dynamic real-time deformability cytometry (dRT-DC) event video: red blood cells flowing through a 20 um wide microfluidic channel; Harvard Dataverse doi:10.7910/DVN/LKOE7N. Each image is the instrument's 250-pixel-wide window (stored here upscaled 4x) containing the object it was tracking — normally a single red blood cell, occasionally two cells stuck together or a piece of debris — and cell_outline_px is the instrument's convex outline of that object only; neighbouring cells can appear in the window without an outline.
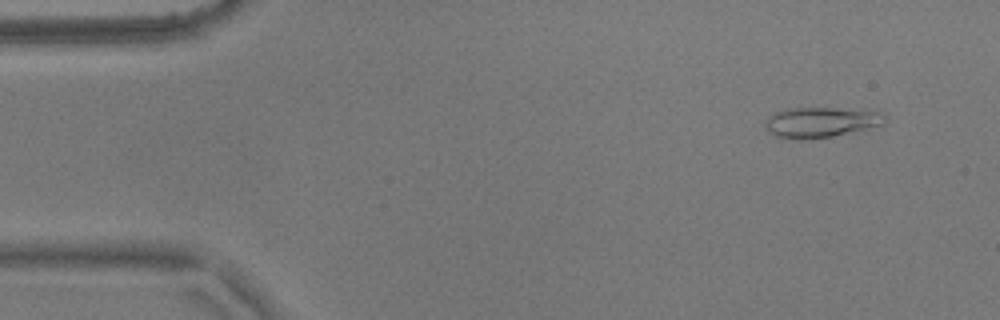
{"species": "common noctule bat (a hibernating species)", "species_latin": "Nyctalus noctula", "temperature_condition": "warm", "stored_images_in_passage": 55, "camera_frame_rate_fps": 3000, "um_per_image_px": 0.085, "animal": {"sex": "male", "body_mass_g": 17.9}, "frame": {"image": 1, "passage_image": 4, "time_ms": 1.0, "image_size_px": [1000, 320], "cell_outline_px": [[888, 120], [884, 124], [832, 136], [800, 140], [796, 140], [776, 136], [768, 132], [764, 128], [764, 124], [768, 116], [784, 108], [872, 108], [880, 112]], "centroid_in_image_um": [69.79, 10.36], "position_along_channel_um": 15.2, "area_um2": 21.62}}
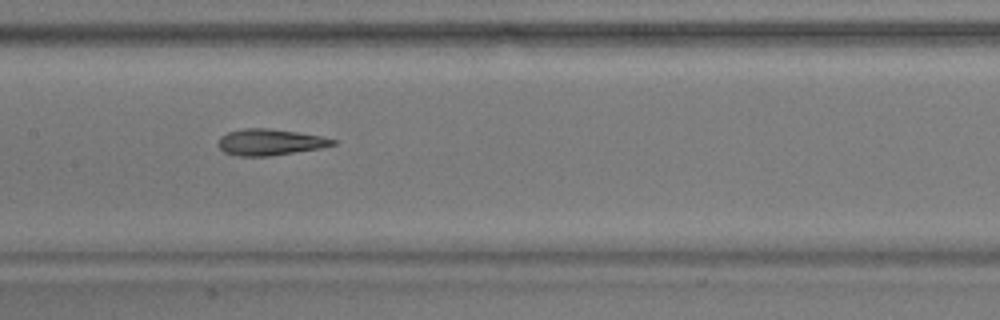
{"frame": {"image": 2, "passage_image": 26, "time_ms": 8.333, "image_size_px": [1000, 320], "cell_outline_px": [[336, 144], [320, 148], [268, 156], [236, 156], [224, 152], [216, 144], [220, 136], [228, 132], [244, 128], [272, 128], [320, 136], [336, 140]], "centroid_in_image_um": [22.89, 12.08], "position_along_channel_um": 184.5, "area_um2": 17.51}}
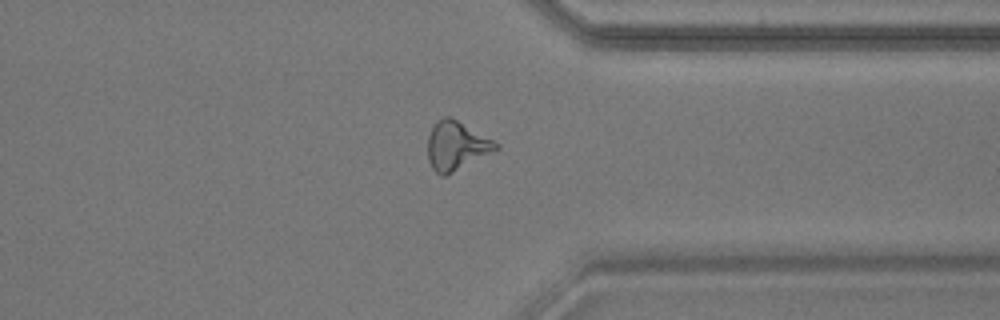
{"frame": {"image": 3, "passage_image": 42, "time_ms": 13.667, "image_size_px": [1000, 320], "cell_outline_px": [[500, 148], [444, 176], [440, 176], [432, 168], [428, 160], [428, 136], [436, 120], [444, 116], [452, 116], [500, 144]], "centroid_in_image_um": [38.78, 12.36], "position_along_channel_um": 372.6, "area_um2": 19.31}, "authors_computed_cell_mechanics": {"area_um2": 18.9006, "velocity_mm_per_s": 3.6098, "shape_relaxation_time_tau1_ms": null, "shape_relaxation_time_tau2_ms": 3.8686, "deformation_change_tau1": null, "deformation_change_tau2": 0.1434}}